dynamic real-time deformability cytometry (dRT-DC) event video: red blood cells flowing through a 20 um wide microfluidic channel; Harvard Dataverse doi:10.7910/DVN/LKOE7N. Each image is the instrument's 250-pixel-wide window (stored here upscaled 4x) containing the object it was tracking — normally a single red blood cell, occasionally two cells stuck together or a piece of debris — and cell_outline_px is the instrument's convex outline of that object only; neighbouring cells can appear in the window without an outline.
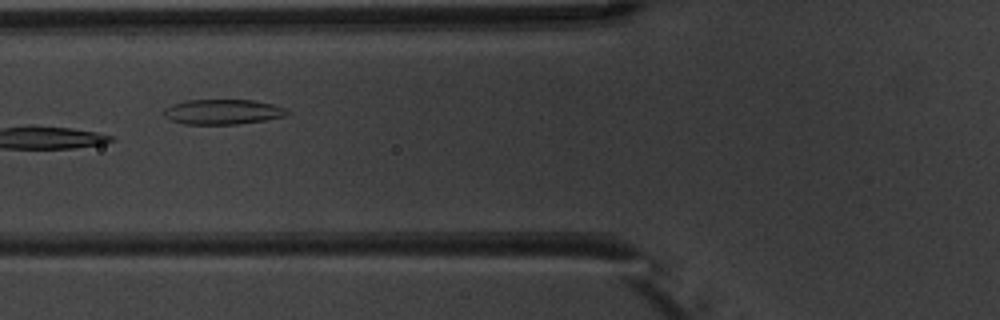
{"species": "common noctule bat (a hibernating species)", "species_latin": "Nyctalus noctula", "temperature_condition": "warm", "stored_images_in_passage": 5, "camera_frame_rate_fps": 3000, "um_per_image_px": 0.085, "animal": {"sex": "male", "body_mass_g": 20.1, "forearm_length_mm": 53.5}, "frame": {"image": 1, "passage_image": 3, "time_ms": 2.333, "image_size_px": [1000, 320], "cell_outline_px": [[288, 112], [284, 116], [264, 120], [236, 124], [184, 124], [172, 120], [164, 116], [160, 112], [164, 108], [172, 104], [184, 100], [252, 100], [272, 104], [284, 108]], "centroid_in_image_um": [18.84, 9.5], "position_along_channel_um": 107.0, "area_um2": 17.92}}
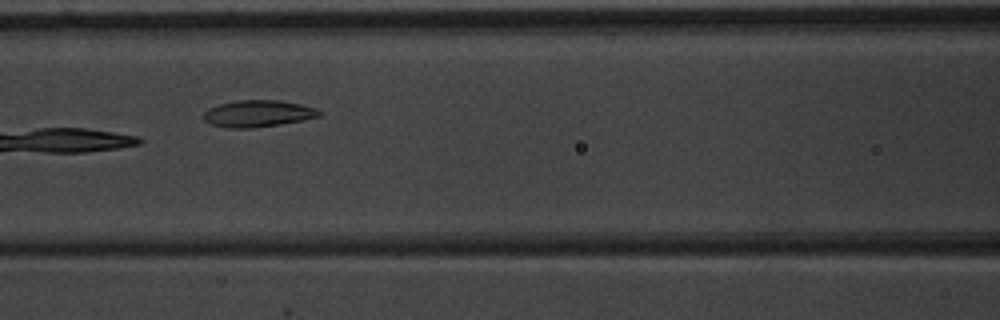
{"frame": {"image": 2, "passage_image": 4, "time_ms": 3.333, "image_size_px": [1000, 320], "cell_outline_px": [[320, 116], [304, 120], [280, 124], [252, 128], [228, 128], [212, 124], [204, 120], [204, 112], [208, 108], [220, 104], [236, 100], [280, 100], [300, 104], [312, 108], [320, 112]], "centroid_in_image_um": [21.89, 9.65], "position_along_channel_um": 144.7, "area_um2": 17.86}}
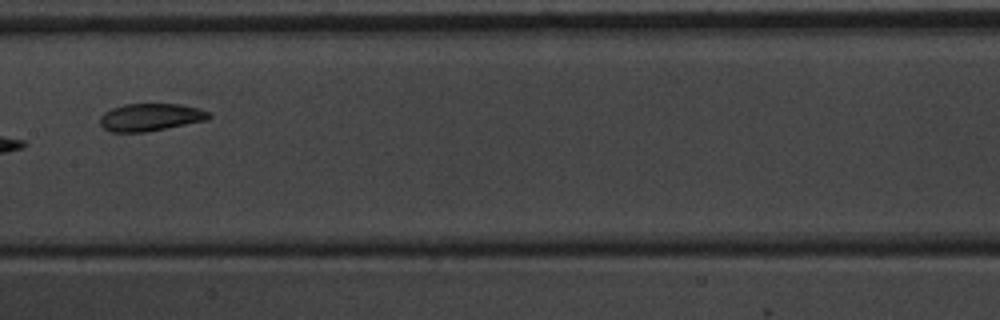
{"frame": {"image": 3, "passage_image": 5, "time_ms": 4.667, "image_size_px": [1000, 320], "cell_outline_px": [[212, 116], [208, 120], [144, 132], [108, 132], [100, 124], [100, 116], [104, 112], [112, 108], [124, 104], [180, 104], [200, 108], [208, 112]], "centroid_in_image_um": [12.78, 9.96], "position_along_channel_um": 194.6, "area_um2": 17.51}}